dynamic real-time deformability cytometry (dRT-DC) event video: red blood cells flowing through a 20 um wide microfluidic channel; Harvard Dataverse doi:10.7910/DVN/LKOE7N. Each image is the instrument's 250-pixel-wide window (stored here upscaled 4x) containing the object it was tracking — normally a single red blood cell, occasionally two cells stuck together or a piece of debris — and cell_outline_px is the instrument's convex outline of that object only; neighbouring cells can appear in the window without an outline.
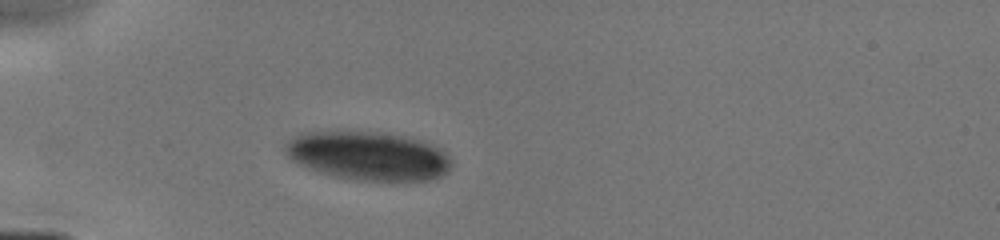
{"species": "human", "species_latin": "Homo sapiens", "temperature_condition": "cold", "stored_images_in_passage": 1, "camera_frame_rate_fps": 3000, "um_per_image_px": 0.085, "donor": {"sex": "male"}, "frame": {"image": 1, "passage_image": 1, "time_ms": 0.0, "image_size_px": [1000, 240], "cell_outline_px": [[452, 164], [440, 176], [428, 180], [360, 180], [332, 176], [308, 168], [292, 160], [284, 152], [284, 144], [288, 140], [300, 132], [384, 132], [412, 136], [444, 148], [452, 160]], "centroid_in_image_um": [31.33, 13.22], "position_along_channel_um": 53.7, "area_um2": 47.57}}